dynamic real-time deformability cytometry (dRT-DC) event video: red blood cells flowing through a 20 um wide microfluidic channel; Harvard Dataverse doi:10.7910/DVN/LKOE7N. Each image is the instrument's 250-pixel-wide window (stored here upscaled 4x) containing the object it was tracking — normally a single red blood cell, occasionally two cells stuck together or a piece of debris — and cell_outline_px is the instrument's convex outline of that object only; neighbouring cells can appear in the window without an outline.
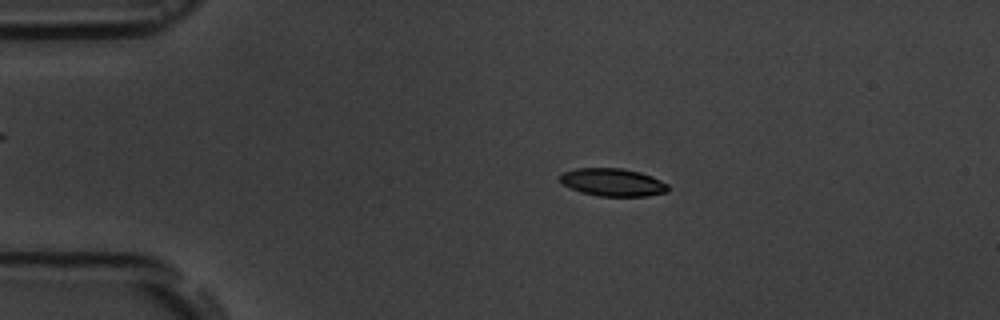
{"species": "common noctule bat (a hibernating species)", "species_latin": "Nyctalus noctula", "temperature_condition": "room temperature", "stored_images_in_passage": 6, "camera_frame_rate_fps": 3000, "um_per_image_px": 0.085, "animal": {"sex": "male", "body_mass_g": 19.5, "forearm_length_mm": 54.6}, "frame": {"image": 1, "passage_image": 3, "time_ms": 2.333, "image_size_px": [1000, 320], "cell_outline_px": [[668, 192], [648, 196], [596, 196], [580, 192], [564, 184], [560, 180], [560, 176], [564, 172], [576, 168], [620, 168], [640, 172], [652, 176], [668, 184]], "centroid_in_image_um": [52.11, 15.5], "position_along_channel_um": 32.9, "area_um2": 17.46}}
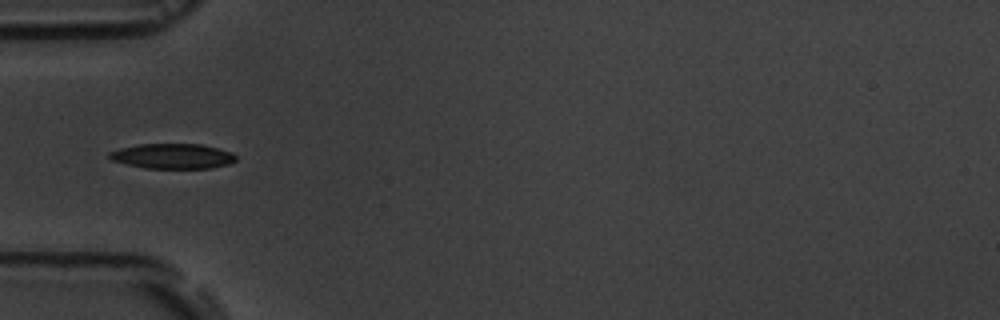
{"frame": {"image": 2, "passage_image": 5, "time_ms": 4.667, "image_size_px": [1000, 320], "cell_outline_px": [[236, 160], [228, 164], [212, 168], [144, 168], [112, 160], [108, 156], [108, 152], [120, 148], [136, 144], [200, 144], [220, 148], [232, 152], [236, 156]], "centroid_in_image_um": [14.68, 13.26], "position_along_channel_um": 70.3, "area_um2": 18.55}}
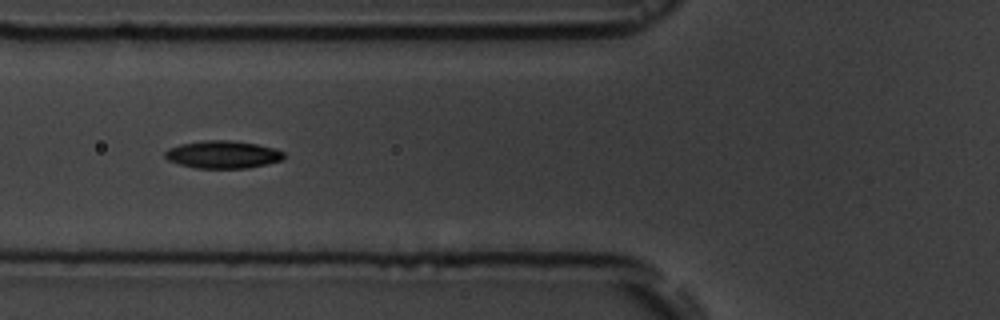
{"frame": {"image": 3, "passage_image": 6, "time_ms": 5.667, "image_size_px": [1000, 320], "cell_outline_px": [[284, 156], [280, 160], [248, 168], [196, 168], [180, 164], [168, 160], [164, 156], [164, 152], [168, 148], [180, 144], [204, 140], [232, 140], [256, 144], [272, 148], [284, 152]], "centroid_in_image_um": [18.88, 13.13], "position_along_channel_um": 106.9, "area_um2": 18.96}}